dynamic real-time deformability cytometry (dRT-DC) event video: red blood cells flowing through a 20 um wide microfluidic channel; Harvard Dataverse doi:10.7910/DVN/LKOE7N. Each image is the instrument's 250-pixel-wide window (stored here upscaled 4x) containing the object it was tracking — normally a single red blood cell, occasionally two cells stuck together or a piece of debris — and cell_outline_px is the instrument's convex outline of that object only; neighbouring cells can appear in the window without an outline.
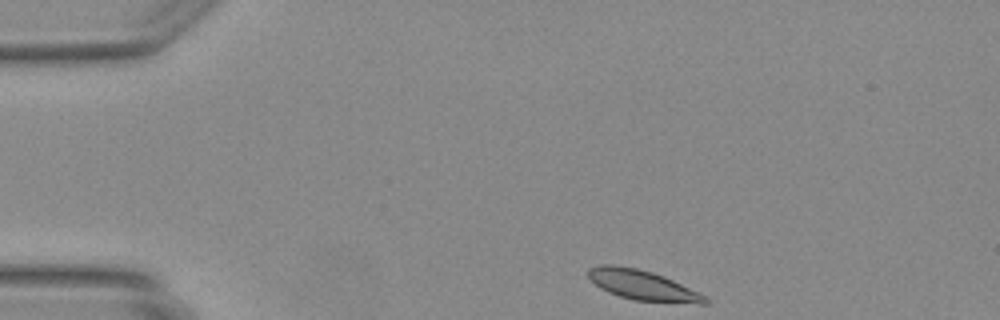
{"species": "Egyptian fruit bat (a non-hibernating species)", "species_latin": "Rousettus aegyptiacus", "temperature_condition": "warm", "stored_images_in_passage": 42, "segment_of_instrument_passage": [1, 2], "camera_frame_rate_fps": 3000, "um_per_image_px": 0.085, "animal": {"sex": "female"}, "frame": {"image": 1, "passage_image": 1, "time_ms": 0.0, "image_size_px": [1000, 320], "cell_outline_px": [[708, 304], [700, 304], [632, 300], [608, 292], [600, 288], [588, 276], [588, 268], [600, 264], [612, 264], [636, 268], [652, 272], [664, 276], [704, 296], [708, 300]], "centroid_in_image_um": [54.57, 24.23], "position_along_channel_um": 30.4, "area_um2": 20.17}}
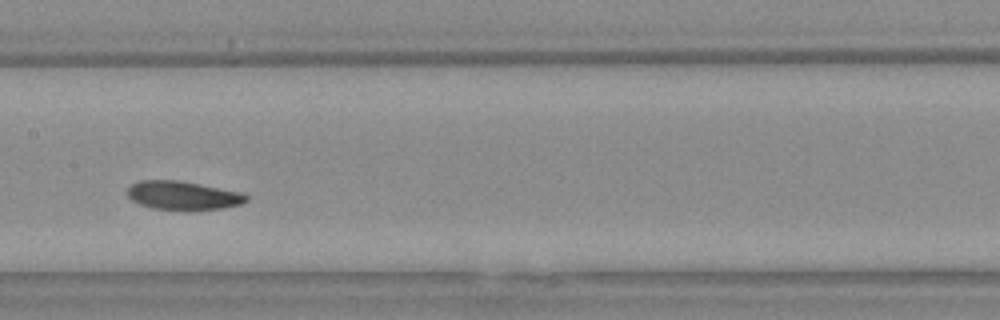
{"frame": {"image": 2, "passage_image": 17, "time_ms": 5.333, "image_size_px": [1000, 320], "cell_outline_px": [[248, 200], [240, 204], [224, 208], [192, 212], [184, 212], [152, 208], [140, 204], [132, 200], [128, 196], [128, 188], [132, 184], [140, 180], [180, 180], [244, 192], [248, 196]], "centroid_in_image_um": [15.6, 16.64], "position_along_channel_um": 191.8, "area_um2": 20.58}}
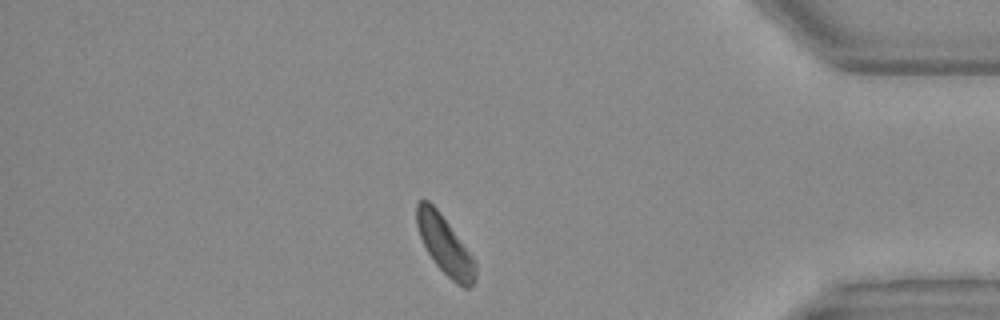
{"frame": {"image": 3, "passage_image": 34, "time_ms": 11.0, "image_size_px": [1000, 320], "cell_outline_px": [[476, 276], [472, 284], [468, 288], [464, 288], [456, 284], [432, 260], [420, 236], [416, 224], [416, 204], [420, 200], [428, 200], [440, 212], [472, 256], [476, 264]], "centroid_in_image_um": [37.8, 20.84], "position_along_channel_um": 397.4, "area_um2": 19.65}}